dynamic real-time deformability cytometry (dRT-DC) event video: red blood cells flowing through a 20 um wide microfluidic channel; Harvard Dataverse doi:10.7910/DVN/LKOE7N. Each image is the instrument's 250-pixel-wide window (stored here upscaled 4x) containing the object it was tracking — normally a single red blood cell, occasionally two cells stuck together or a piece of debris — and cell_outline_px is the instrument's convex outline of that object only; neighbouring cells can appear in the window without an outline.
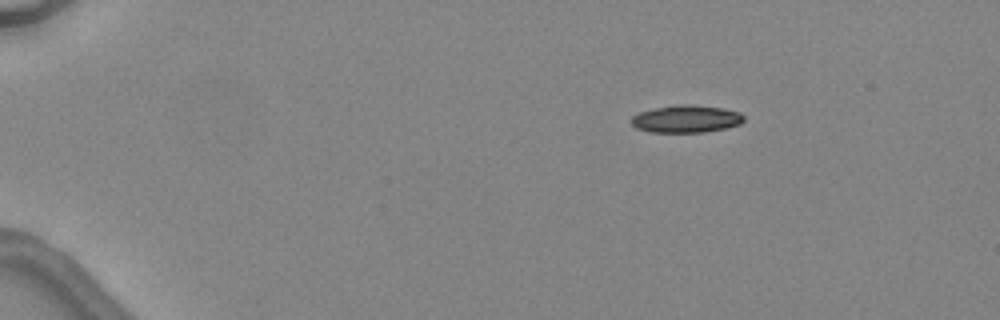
{"species": "common noctule bat (a hibernating species)", "species_latin": "Nyctalus noctula", "temperature_condition": "warm", "stored_images_in_passage": 5, "camera_frame_rate_fps": 3000, "um_per_image_px": 0.085, "animal": {"sex": "female", "body_mass_g": 24.6, "forearm_length_mm": 56.2}, "frame": {"image": 1, "passage_image": 2, "time_ms": 1.333, "image_size_px": [1000, 320], "cell_outline_px": [[744, 120], [740, 124], [724, 128], [704, 132], [648, 132], [636, 128], [632, 124], [632, 116], [640, 112], [656, 108], [680, 104], [688, 104], [720, 108], [740, 112], [744, 116]], "centroid_in_image_um": [58.32, 10.11], "position_along_channel_um": 26.7, "area_um2": 17.8}}
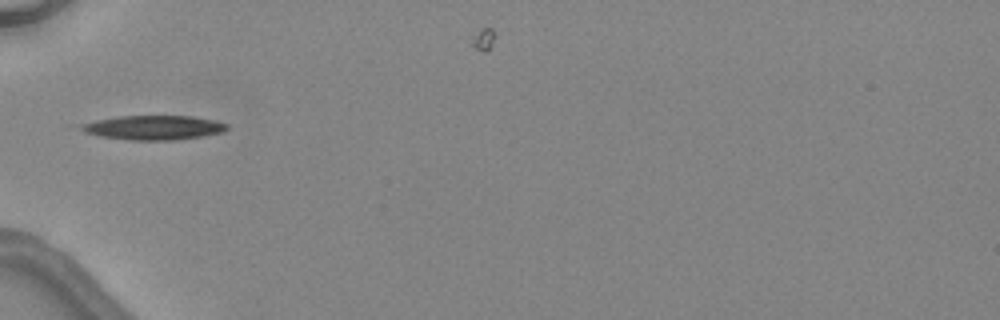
{"frame": {"image": 2, "passage_image": 5, "time_ms": 4.667, "image_size_px": [1000, 320], "cell_outline_px": [[228, 128], [224, 132], [204, 136], [176, 140], [132, 140], [100, 136], [84, 132], [80, 128], [80, 124], [96, 120], [116, 116], [192, 116], [216, 120], [228, 124]], "centroid_in_image_um": [13.09, 10.84], "position_along_channel_um": 71.9, "area_um2": 20.81}}